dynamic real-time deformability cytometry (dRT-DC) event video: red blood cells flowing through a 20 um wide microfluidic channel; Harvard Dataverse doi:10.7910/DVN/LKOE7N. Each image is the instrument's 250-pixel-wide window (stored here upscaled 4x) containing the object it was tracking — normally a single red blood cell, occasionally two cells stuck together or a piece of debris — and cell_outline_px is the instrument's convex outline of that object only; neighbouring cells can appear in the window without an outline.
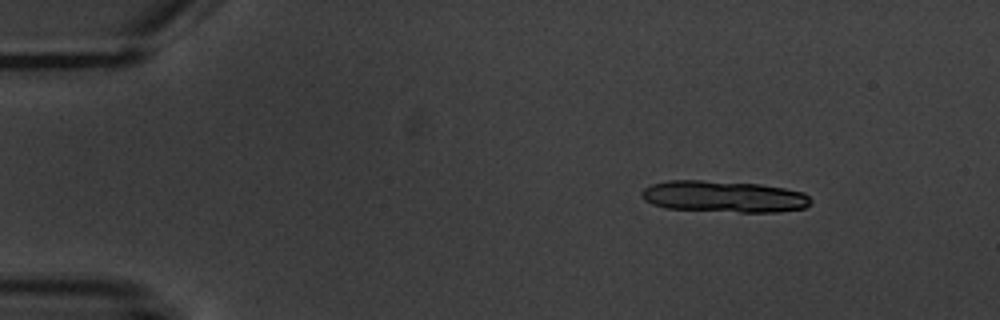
{"species": "common noctule bat (a hibernating species)", "species_latin": "Nyctalus noctula", "temperature_condition": "warm", "stored_images_in_passage": 4, "segment_of_instrument_passage": [1, 2], "camera_frame_rate_fps": 3000, "um_per_image_px": 0.085, "animal": {"sex": "male", "body_mass_g": 20.1, "forearm_length_mm": 53.5}, "frame": {"image": 1, "passage_image": 1, "time_ms": 0.0, "image_size_px": [1000, 320], "cell_outline_px": [[812, 204], [804, 208], [776, 212], [740, 212], [664, 208], [652, 204], [644, 200], [640, 196], [640, 192], [644, 188], [652, 184], [668, 180], [700, 180], [760, 184], [784, 188], [804, 192], [812, 200]], "centroid_in_image_um": [61.52, 16.71], "position_along_channel_um": 23.5, "area_um2": 31.27}}